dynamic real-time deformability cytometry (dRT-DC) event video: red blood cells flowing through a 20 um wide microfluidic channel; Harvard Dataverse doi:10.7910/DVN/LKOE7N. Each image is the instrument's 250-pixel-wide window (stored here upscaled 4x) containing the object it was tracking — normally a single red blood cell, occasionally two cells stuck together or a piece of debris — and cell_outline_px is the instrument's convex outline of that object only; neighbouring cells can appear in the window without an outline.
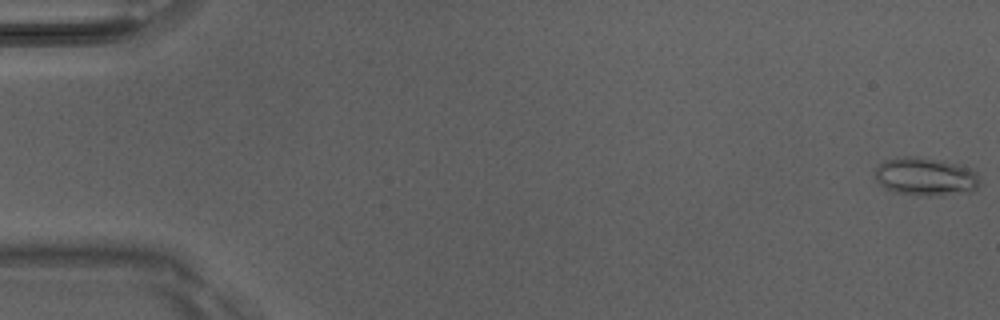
{"species": "Egyptian fruit bat (a non-hibernating species)", "species_latin": "Rousettus aegyptiacus", "temperature_condition": "room temperature", "stored_images_in_passage": 7, "camera_frame_rate_fps": 3000, "um_per_image_px": 0.085, "animal": {"sex": "male"}, "frame": {"image": 1, "passage_image": 1, "time_ms": 0.0, "image_size_px": [1000, 320], "cell_outline_px": [[980, 184], [972, 192], [936, 196], [916, 196], [892, 192], [880, 184], [876, 180], [876, 164], [884, 160], [904, 156], [916, 156], [940, 160], [960, 164], [972, 168], [976, 172], [980, 180]], "centroid_in_image_um": [78.69, 15.02], "position_along_channel_um": 6.3, "area_um2": 23.93}}
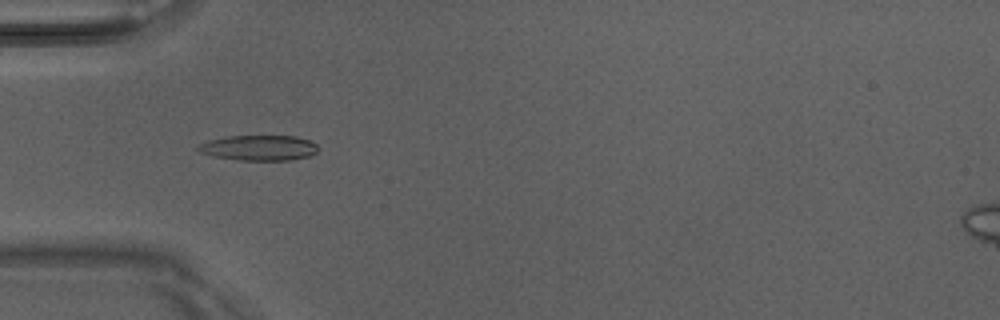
{"frame": {"image": 2, "passage_image": 5, "time_ms": 1.333, "image_size_px": [1000, 320], "cell_outline_px": [[320, 148], [316, 152], [308, 156], [292, 160], [240, 160], [212, 156], [200, 152], [196, 148], [200, 144], [208, 140], [228, 136], [296, 136], [308, 140], [316, 144]], "centroid_in_image_um": [22.01, 12.56], "position_along_channel_um": 63.0, "area_um2": 17.69}}